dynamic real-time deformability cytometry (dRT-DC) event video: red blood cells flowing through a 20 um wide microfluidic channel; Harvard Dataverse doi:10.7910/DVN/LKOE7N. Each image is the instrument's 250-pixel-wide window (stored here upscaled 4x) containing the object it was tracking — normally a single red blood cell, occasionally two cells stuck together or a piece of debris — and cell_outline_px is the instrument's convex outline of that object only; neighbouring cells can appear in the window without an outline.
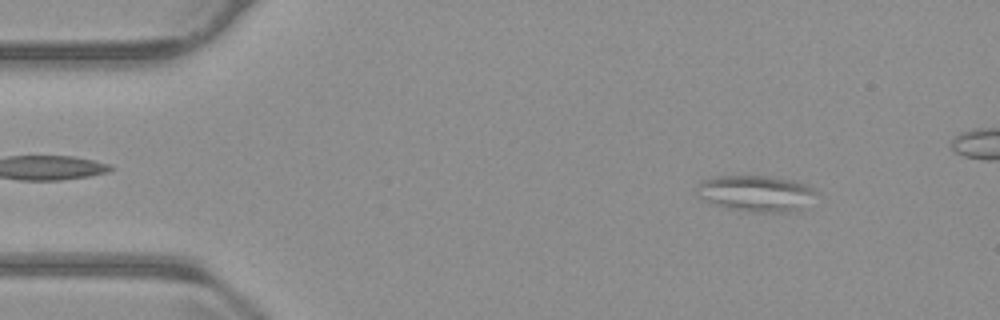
{"species": "common noctule bat (a hibernating species)", "species_latin": "Nyctalus noctula", "temperature_condition": "warm", "stored_images_in_passage": 42, "camera_frame_rate_fps": 3000, "um_per_image_px": 0.085, "animal": {"sex": "male", "body_mass_g": 23.1, "forearm_length_mm": 52.7}, "frame": {"image": 1, "passage_image": 7, "time_ms": 2.0, "image_size_px": [1000, 320], "cell_outline_px": [[820, 192], [804, 208], [788, 212], [748, 212], [708, 204], [700, 196], [700, 180], [716, 176], [768, 176], [792, 180], [808, 184]], "centroid_in_image_um": [64.33, 16.45], "position_along_channel_um": 20.7, "area_um2": 25.43}}
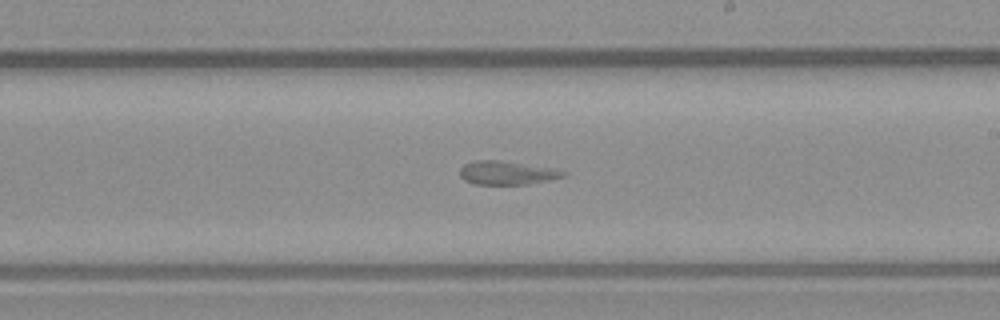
{"frame": {"image": 2, "passage_image": 32, "time_ms": 10.333, "image_size_px": [1000, 320], "cell_outline_px": [[568, 176], [528, 184], [472, 184], [464, 180], [460, 176], [460, 168], [464, 164], [476, 160], [500, 160], [552, 168], [568, 172]], "centroid_in_image_um": [43.09, 14.69], "position_along_channel_um": 245.9, "area_um2": 14.28}}
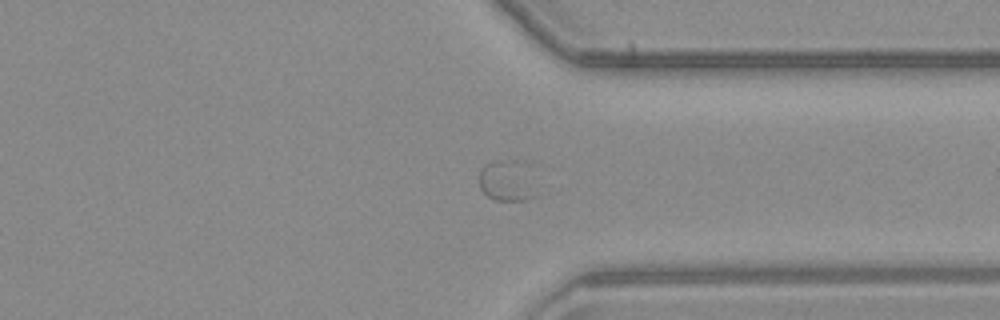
{"frame": {"image": 3, "passage_image": 42, "time_ms": 13.667, "image_size_px": [1000, 320], "cell_outline_px": [[540, 196], [524, 200], [496, 200], [488, 196], [480, 188], [480, 168], [484, 164], [492, 160], [524, 160], [528, 164]], "centroid_in_image_um": [43.18, 15.34], "position_along_channel_um": 368.2, "area_um2": 14.45}}